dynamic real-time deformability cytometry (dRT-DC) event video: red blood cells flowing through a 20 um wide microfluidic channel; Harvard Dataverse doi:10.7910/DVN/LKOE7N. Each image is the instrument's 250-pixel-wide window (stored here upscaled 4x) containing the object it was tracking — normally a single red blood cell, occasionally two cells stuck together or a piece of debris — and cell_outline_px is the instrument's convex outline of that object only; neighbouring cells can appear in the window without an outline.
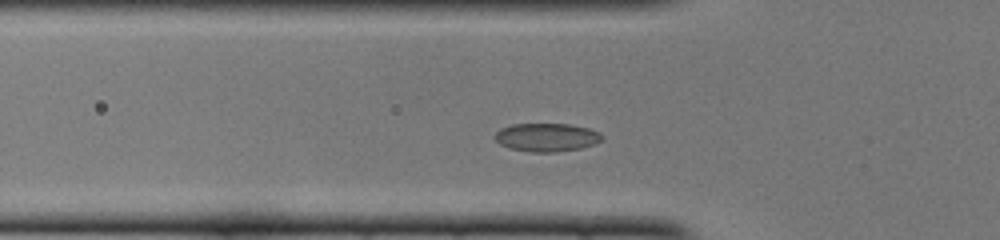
{"species": "common noctule bat (a hibernating species)", "species_latin": "Nyctalus noctula", "temperature_condition": "cold", "stored_images_in_passage": 43, "camera_frame_rate_fps": 3000, "um_per_image_px": 0.085, "animal": {"sex": "female", "body_mass_g": 22.0, "forearm_length_mm": 56.7}, "frame": {"image": 1, "passage_image": 8, "time_ms": 2.333, "image_size_px": [1000, 240], "cell_outline_px": [[604, 136], [596, 144], [580, 148], [556, 152], [528, 152], [508, 148], [500, 144], [496, 140], [496, 132], [500, 128], [512, 124], [568, 124], [588, 128], [600, 132]], "centroid_in_image_um": [46.47, 11.68], "position_along_channel_um": 79.3, "area_um2": 17.74}}
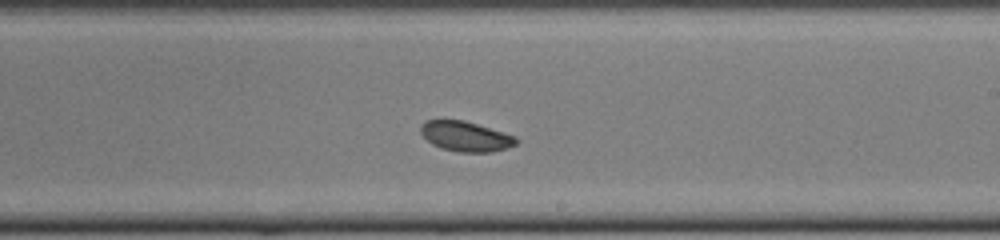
{"frame": {"image": 2, "passage_image": 21, "time_ms": 6.667, "image_size_px": [1000, 240], "cell_outline_px": [[520, 140], [516, 144], [492, 152], [456, 152], [440, 148], [432, 144], [420, 132], [420, 128], [424, 120], [464, 120], [516, 136]], "centroid_in_image_um": [39.57, 11.59], "position_along_channel_um": 249.4, "area_um2": 16.7}}
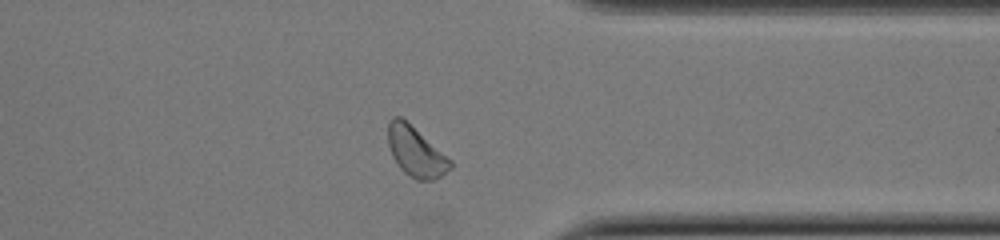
{"frame": {"image": 3, "passage_image": 31, "time_ms": 10.0, "image_size_px": [1000, 240], "cell_outline_px": [[452, 168], [436, 180], [416, 180], [404, 172], [400, 168], [392, 156], [388, 144], [388, 124], [392, 116], [400, 116], [448, 156], [452, 160]], "centroid_in_image_um": [35.35, 12.91], "position_along_channel_um": 376.0, "area_um2": 18.09}, "authors_computed_cell_mechanics": {"area_um2": 17.629, "velocity_mm_per_s": 3.945, "shape_relaxation_time_tau1_ms": 1.3583, "shape_relaxation_time_tau2_ms": 9.0847, "deformation_change_tau1": 0.0447, "deformation_change_tau2": 0.0753}}